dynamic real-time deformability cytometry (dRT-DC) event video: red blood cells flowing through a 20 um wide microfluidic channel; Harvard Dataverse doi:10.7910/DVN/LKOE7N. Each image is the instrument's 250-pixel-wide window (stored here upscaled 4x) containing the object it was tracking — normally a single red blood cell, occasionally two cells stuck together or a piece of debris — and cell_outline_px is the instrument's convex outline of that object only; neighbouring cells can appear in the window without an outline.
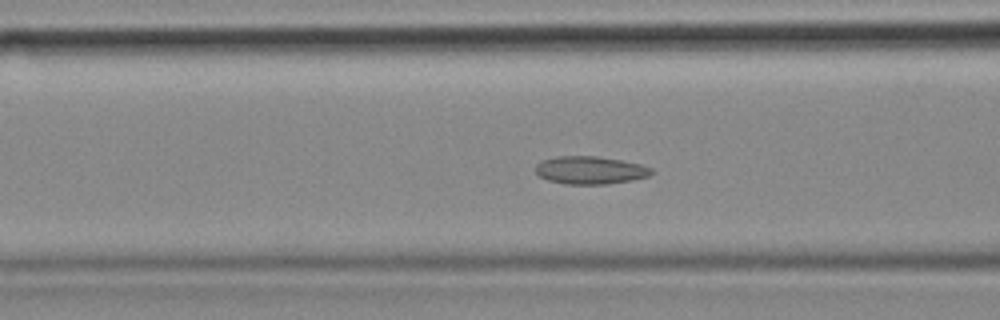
{"species": "common noctule bat (a hibernating species)", "species_latin": "Nyctalus noctula", "temperature_condition": "cold", "stored_images_in_passage": 54, "camera_frame_rate_fps": 3000, "um_per_image_px": 0.085, "animal": {"sex": "female", "body_mass_g": 18.4}, "frame": {"image": 1, "passage_image": 20, "time_ms": 6.333, "image_size_px": [1000, 320], "cell_outline_px": [[656, 172], [648, 176], [632, 180], [608, 184], [564, 184], [548, 180], [540, 176], [536, 172], [536, 164], [540, 160], [556, 156], [596, 156], [620, 160], [640, 164], [652, 168]], "centroid_in_image_um": [50.17, 14.46], "position_along_channel_um": 116.4, "area_um2": 18.9}}
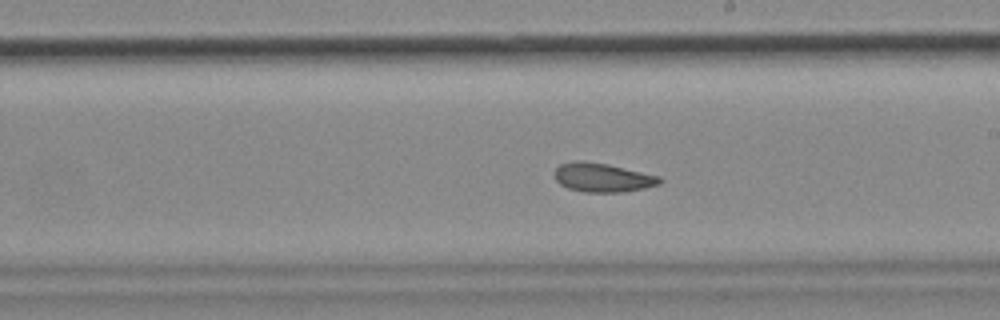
{"frame": {"image": 2, "passage_image": 30, "time_ms": 9.667, "image_size_px": [1000, 320], "cell_outline_px": [[664, 180], [660, 184], [644, 188], [624, 192], [584, 192], [568, 188], [560, 184], [556, 180], [552, 172], [560, 164], [572, 160], [580, 160], [608, 164], [660, 176]], "centroid_in_image_um": [51.2, 15.08], "position_along_channel_um": 237.8, "area_um2": 17.98}}
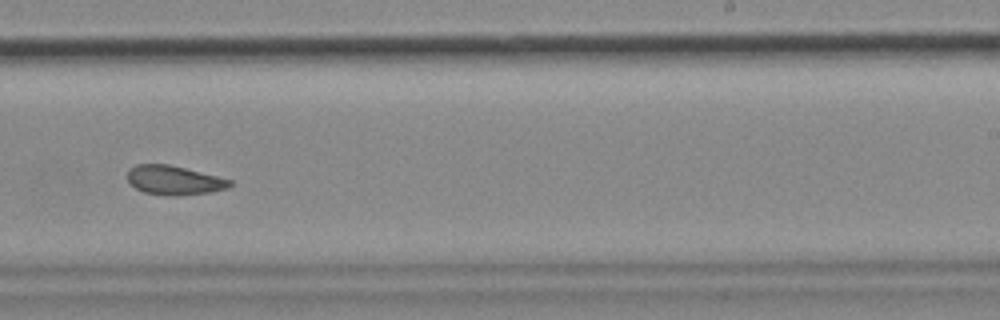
{"frame": {"image": 3, "passage_image": 33, "time_ms": 10.667, "image_size_px": [1000, 320], "cell_outline_px": [[232, 184], [228, 188], [208, 192], [172, 196], [168, 196], [144, 192], [136, 188], [128, 180], [128, 168], [136, 164], [168, 164], [232, 180]], "centroid_in_image_um": [14.77, 15.31], "position_along_channel_um": 274.2, "area_um2": 17.17}, "authors_computed_cell_mechanics": {"area_um2": 18.7561, "velocity_mm_per_s": 3.6579, "shape_relaxation_time_tau1_ms": null, "shape_relaxation_time_tau2_ms": 4.2749, "deformation_change_tau1": null, "deformation_change_tau2": 0.1002}}